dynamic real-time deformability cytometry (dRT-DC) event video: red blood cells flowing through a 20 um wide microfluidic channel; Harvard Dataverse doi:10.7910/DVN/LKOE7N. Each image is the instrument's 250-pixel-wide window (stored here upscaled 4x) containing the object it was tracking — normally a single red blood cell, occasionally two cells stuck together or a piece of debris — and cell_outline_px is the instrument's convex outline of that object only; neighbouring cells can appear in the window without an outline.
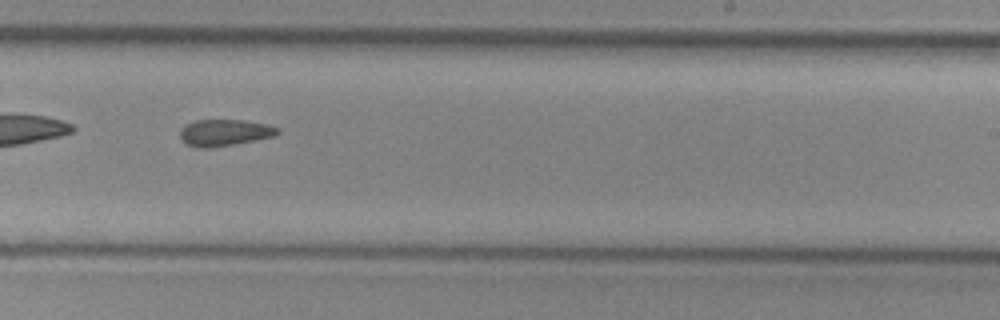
{"species": "common noctule bat (a hibernating species)", "species_latin": "Nyctalus noctula", "temperature_condition": "cold", "stored_images_in_passage": 38, "camera_frame_rate_fps": 3000, "um_per_image_px": 0.085, "animal": {"sex": "female", "body_mass_g": 29.2, "forearm_length_mm": 56.3}, "frame": {"image": 1, "passage_image": 17, "time_ms": 5.333, "image_size_px": [1000, 320], "cell_outline_px": [[280, 132], [272, 136], [256, 140], [208, 148], [196, 148], [188, 144], [180, 136], [180, 128], [184, 124], [196, 120], [244, 120], [268, 124], [280, 128]], "centroid_in_image_um": [19.08, 11.26], "position_along_channel_um": 269.9, "area_um2": 15.09}}
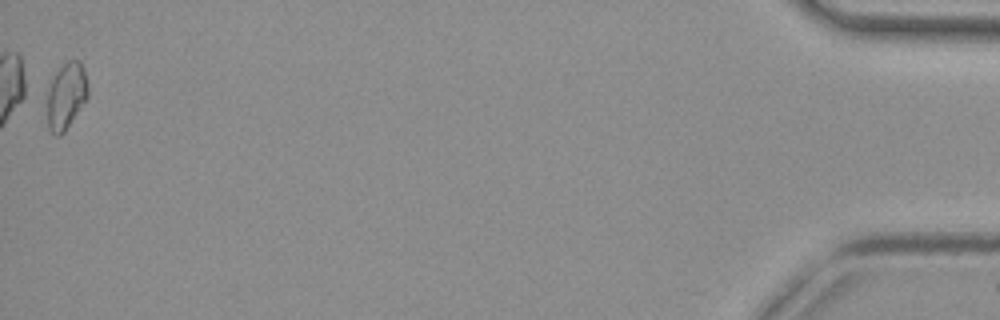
{"frame": {"image": 2, "passage_image": 38, "time_ms": 12.333, "image_size_px": [1000, 320], "cell_outline_px": [[88, 96], [64, 132], [60, 136], [56, 136], [48, 128], [48, 88], [56, 72], [68, 60], [80, 60], [84, 68], [88, 84]], "centroid_in_image_um": [5.64, 8.13], "position_along_channel_um": 429.6, "area_um2": 15.61}}